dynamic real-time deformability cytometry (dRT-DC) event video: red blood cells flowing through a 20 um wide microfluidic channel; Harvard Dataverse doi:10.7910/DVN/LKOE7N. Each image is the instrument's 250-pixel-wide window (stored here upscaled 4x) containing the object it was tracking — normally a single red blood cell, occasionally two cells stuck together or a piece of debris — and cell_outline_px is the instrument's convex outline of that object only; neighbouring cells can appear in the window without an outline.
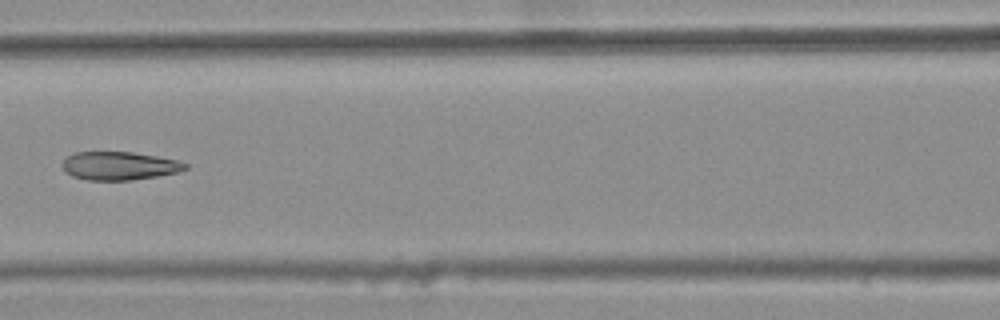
{"species": "common noctule bat (a hibernating species)", "species_latin": "Nyctalus noctula", "temperature_condition": "warm", "stored_images_in_passage": 7, "camera_frame_rate_fps": 3000, "um_per_image_px": 0.085, "animal": {"sex": "female", "body_mass_g": 25.1}, "frame": {"image": 1, "passage_image": 6, "time_ms": 1.667, "image_size_px": [1000, 320], "cell_outline_px": [[188, 168], [176, 172], [156, 176], [132, 180], [88, 180], [72, 176], [64, 172], [64, 160], [68, 156], [76, 152], [132, 152], [156, 156], [176, 160], [188, 164]], "centroid_in_image_um": [10.13, 14.1], "position_along_channel_um": 156.5, "area_um2": 20.06}}
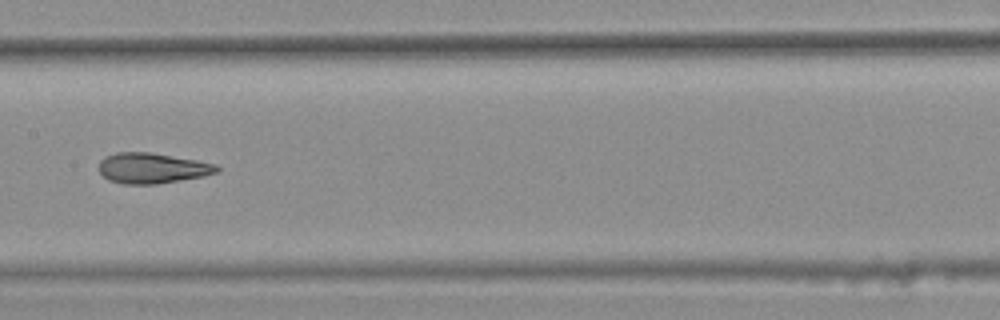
{"frame": {"image": 2, "passage_image": 7, "time_ms": 2.0, "image_size_px": [1000, 320], "cell_outline_px": [[220, 168], [216, 172], [204, 176], [156, 184], [124, 184], [108, 180], [96, 168], [100, 160], [104, 156], [116, 152], [148, 152], [196, 160], [216, 164]], "centroid_in_image_um": [12.87, 14.29], "position_along_channel_um": 194.5, "area_um2": 20.98}}